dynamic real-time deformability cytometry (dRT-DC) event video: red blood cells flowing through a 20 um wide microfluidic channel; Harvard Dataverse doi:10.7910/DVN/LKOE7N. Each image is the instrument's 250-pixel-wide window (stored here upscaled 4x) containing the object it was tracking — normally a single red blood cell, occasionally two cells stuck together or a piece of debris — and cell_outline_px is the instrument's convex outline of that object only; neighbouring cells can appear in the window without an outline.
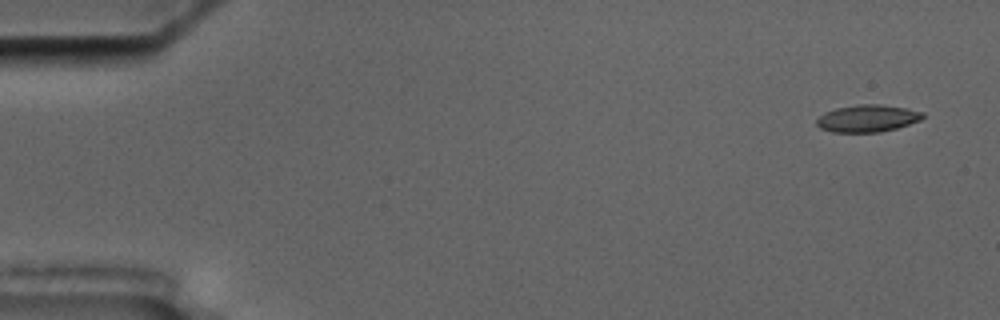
{"species": "common noctule bat (a hibernating species)", "species_latin": "Nyctalus noctula", "temperature_condition": "cold", "stored_images_in_passage": 13, "camera_frame_rate_fps": 3000, "um_per_image_px": 0.085, "animal": {"sex": "male", "body_mass_g": 17.5, "forearm_length_mm": 52.3}, "frame": {"image": 1, "passage_image": 1, "time_ms": 0.0, "image_size_px": [1000, 320], "cell_outline_px": [[924, 116], [920, 120], [896, 128], [880, 132], [832, 132], [820, 128], [816, 124], [816, 120], [824, 112], [836, 108], [860, 104], [880, 104], [904, 108], [924, 112]], "centroid_in_image_um": [73.71, 10.06], "position_along_channel_um": 11.3, "area_um2": 16.7}}
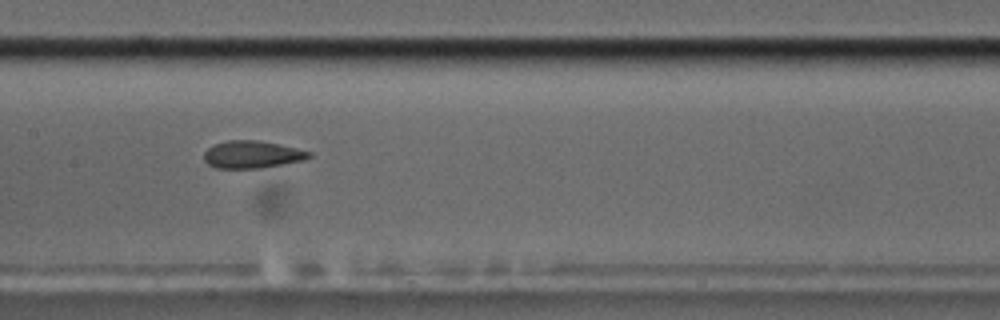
{"frame": {"image": 2, "passage_image": 8, "time_ms": 8.667, "image_size_px": [1000, 320], "cell_outline_px": [[312, 156], [304, 160], [284, 164], [260, 168], [216, 168], [208, 164], [204, 160], [204, 152], [208, 148], [216, 144], [228, 140], [260, 140], [296, 148], [312, 152]], "centroid_in_image_um": [21.44, 13.13], "position_along_channel_um": 186.0, "area_um2": 16.76}}
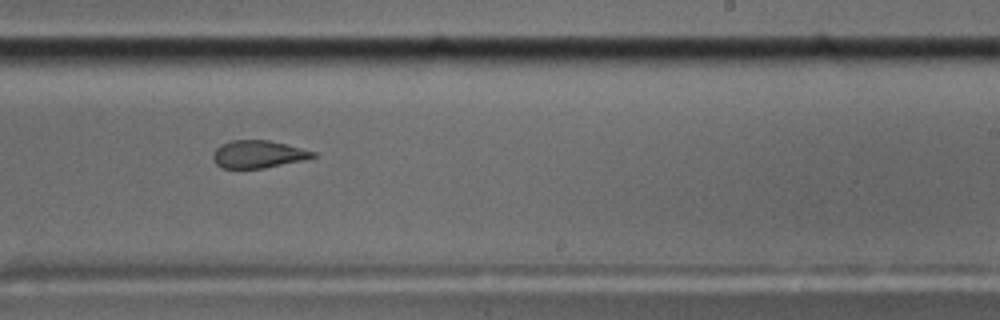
{"frame": {"image": 3, "passage_image": 10, "time_ms": 11.0, "image_size_px": [1000, 320], "cell_outline_px": [[316, 156], [304, 160], [264, 168], [224, 168], [216, 164], [212, 160], [212, 152], [220, 144], [232, 140], [268, 140], [316, 152]], "centroid_in_image_um": [21.9, 13.11], "position_along_channel_um": 267.1, "area_um2": 16.01}, "authors_computed_cell_mechanics": {"area_um2": 17.051, "velocity_mm_per_s": 3.485, "shape_relaxation_time_tau1_ms": null, "shape_relaxation_time_tau2_ms": 1.3677, "deformation_change_tau1": null, "deformation_change_tau2": 0.046}}